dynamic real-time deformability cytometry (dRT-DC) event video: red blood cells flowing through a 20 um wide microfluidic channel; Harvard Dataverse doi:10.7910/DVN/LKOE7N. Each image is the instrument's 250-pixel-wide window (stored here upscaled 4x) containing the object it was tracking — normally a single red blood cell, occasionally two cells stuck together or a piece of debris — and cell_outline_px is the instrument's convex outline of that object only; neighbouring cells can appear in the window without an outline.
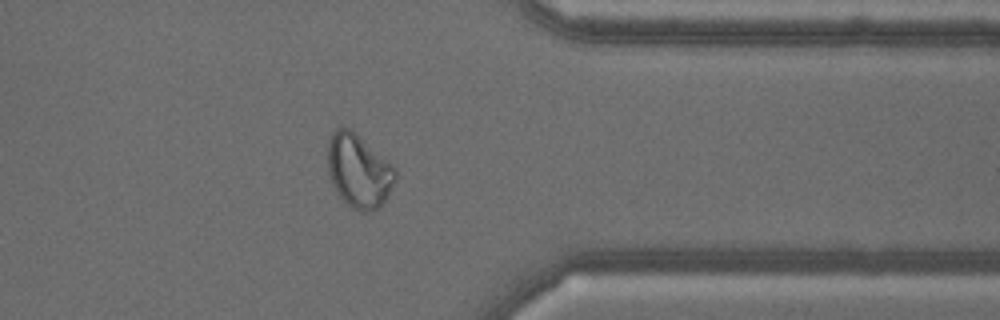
{"species": "common noctule bat (a hibernating species)", "species_latin": "Nyctalus noctula", "temperature_condition": "warm", "stored_images_in_passage": 39, "camera_frame_rate_fps": 3000, "um_per_image_px": 0.085, "animal": {"sex": "male", "body_mass_g": 18.8}, "frame": {"image": 1, "passage_image": 28, "time_ms": 9.0, "image_size_px": [1000, 320], "cell_outline_px": [[396, 176], [388, 196], [376, 208], [368, 212], [360, 212], [352, 208], [336, 192], [332, 184], [328, 172], [328, 140], [332, 132], [336, 128], [348, 128], [392, 164], [396, 168]], "centroid_in_image_um": [30.47, 14.54], "position_along_channel_um": 380.9, "area_um2": 28.5}}
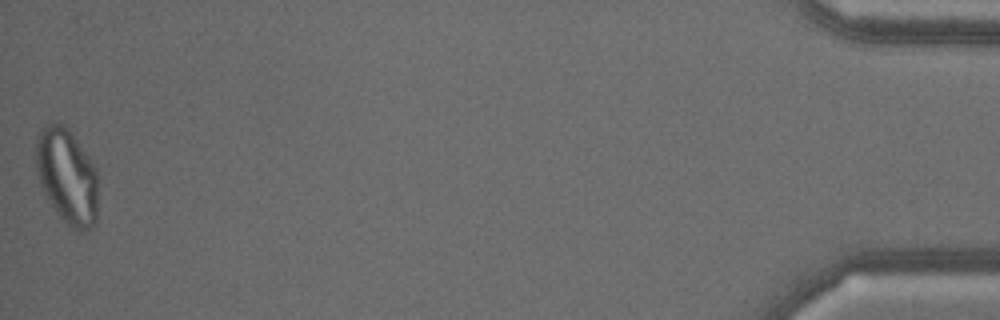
{"frame": {"image": 2, "passage_image": 39, "time_ms": 12.667, "image_size_px": [1000, 320], "cell_outline_px": [[96, 220], [92, 228], [80, 232], [72, 228], [56, 212], [44, 192], [36, 176], [36, 136], [40, 128], [56, 120], [60, 120], [68, 128], [88, 156], [96, 168]], "centroid_in_image_um": [5.66, 14.93], "position_along_channel_um": 429.5, "area_um2": 34.62}, "authors_computed_cell_mechanics": {"area_um2": 26.9926, "velocity_mm_per_s": 3.6442, "shape_relaxation_time_tau1_ms": null, "shape_relaxation_time_tau2_ms": 0.8424, "deformation_change_tau1": null, "deformation_change_tau2": 0.0847}}